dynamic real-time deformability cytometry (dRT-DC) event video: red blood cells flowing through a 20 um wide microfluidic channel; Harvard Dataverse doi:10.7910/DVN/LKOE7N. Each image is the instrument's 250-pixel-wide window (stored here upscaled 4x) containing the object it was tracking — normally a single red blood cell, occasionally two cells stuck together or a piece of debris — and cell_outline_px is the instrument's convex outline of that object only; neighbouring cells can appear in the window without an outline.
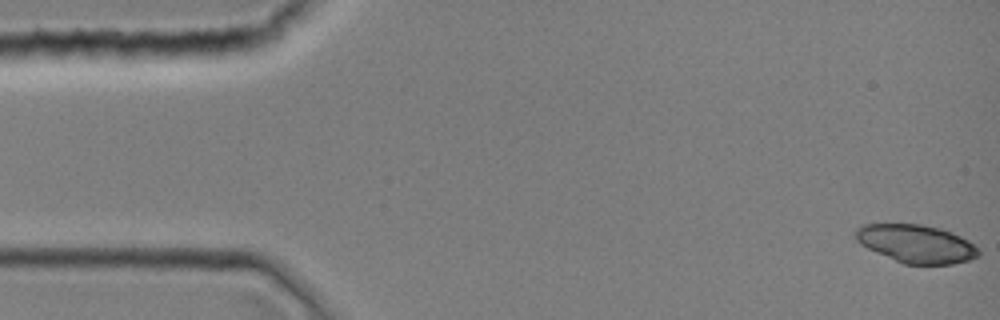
{"species": "common noctule bat (a hibernating species)", "species_latin": "Nyctalus noctula", "temperature_condition": "room temperature", "stored_images_in_passage": 11, "camera_frame_rate_fps": 3000, "um_per_image_px": 0.085, "animal": {"sex": "female", "body_mass_g": 19.0, "forearm_length_mm": 51.5}, "frame": {"image": 1, "passage_image": 1, "time_ms": 0.0, "image_size_px": [1000, 320], "cell_outline_px": [[980, 256], [968, 260], [952, 264], [904, 264], [876, 252], [860, 244], [856, 240], [856, 228], [860, 224], [920, 224], [940, 228], [952, 232], [968, 240], [980, 252]], "centroid_in_image_um": [77.87, 20.71], "position_along_channel_um": 7.1, "area_um2": 27.22}}
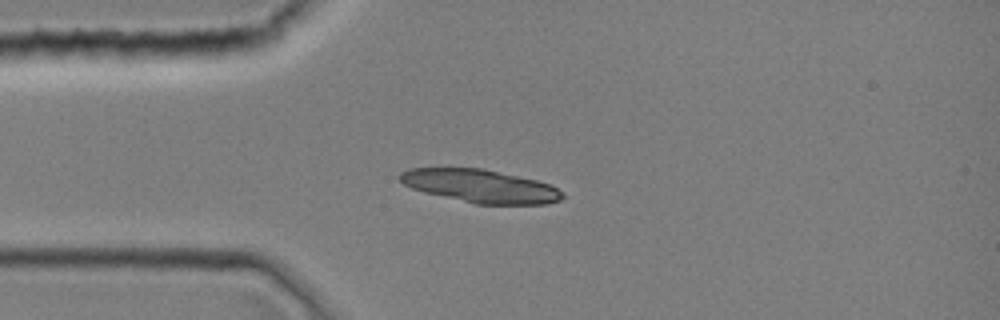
{"frame": {"image": 2, "passage_image": 10, "time_ms": 3.0, "image_size_px": [1000, 320], "cell_outline_px": [[564, 196], [560, 200], [548, 204], [476, 204], [424, 192], [412, 188], [404, 184], [396, 176], [400, 172], [408, 168], [484, 168], [536, 180], [548, 184], [556, 188]], "centroid_in_image_um": [40.79, 15.81], "position_along_channel_um": 44.2, "area_um2": 31.27}}